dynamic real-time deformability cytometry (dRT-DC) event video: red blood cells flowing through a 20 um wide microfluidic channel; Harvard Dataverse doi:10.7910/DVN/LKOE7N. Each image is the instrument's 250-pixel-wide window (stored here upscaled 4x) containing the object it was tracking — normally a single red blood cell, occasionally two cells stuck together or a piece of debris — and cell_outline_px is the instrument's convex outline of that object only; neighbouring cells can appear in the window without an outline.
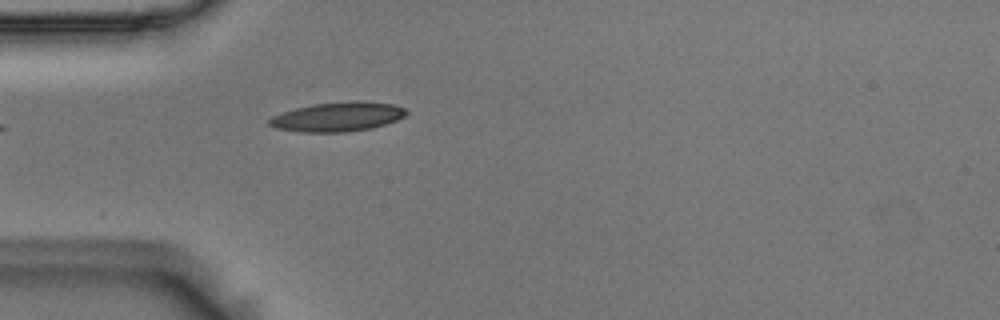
{"species": "Egyptian fruit bat (a non-hibernating species)", "species_latin": "Rousettus aegyptiacus", "temperature_condition": "room temperature", "stored_images_in_passage": 1, "camera_frame_rate_fps": 3000, "um_per_image_px": 0.085, "animal": {"sex": "male"}, "frame": {"image": 1, "passage_image": 1, "time_ms": 0.0, "image_size_px": [1000, 320], "cell_outline_px": [[408, 112], [404, 116], [396, 120], [372, 128], [344, 132], [300, 132], [276, 128], [268, 124], [268, 120], [272, 116], [296, 108], [316, 104], [352, 100], [364, 100], [392, 104], [404, 108]], "centroid_in_image_um": [28.71, 9.92], "position_along_channel_um": 56.3, "area_um2": 23.35}}